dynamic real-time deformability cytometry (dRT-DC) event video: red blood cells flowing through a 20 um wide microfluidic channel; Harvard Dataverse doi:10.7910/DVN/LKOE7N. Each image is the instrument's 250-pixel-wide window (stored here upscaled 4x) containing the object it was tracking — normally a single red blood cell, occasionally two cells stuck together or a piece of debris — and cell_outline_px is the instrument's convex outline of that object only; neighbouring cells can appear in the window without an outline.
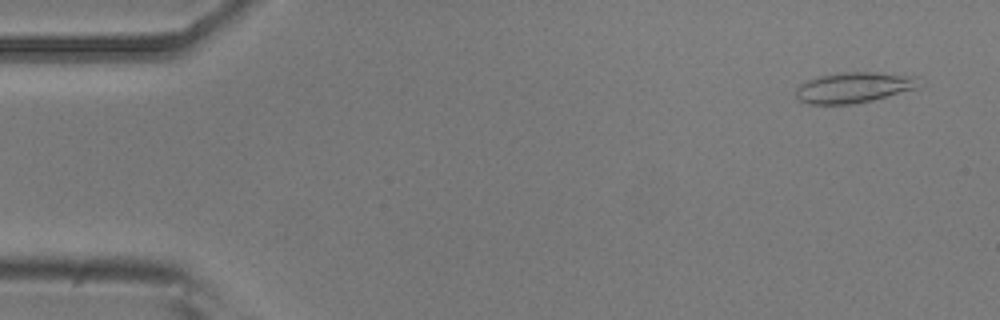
{"species": "common noctule bat (a hibernating species)", "species_latin": "Nyctalus noctula", "temperature_condition": "room temperature", "stored_images_in_passage": 4, "camera_frame_rate_fps": 3000, "um_per_image_px": 0.085, "animal": {"sex": "male", "body_mass_g": 20.5, "forearm_length_mm": 52.5}, "frame": {"image": 1, "passage_image": 1, "time_ms": 0.0, "image_size_px": [1000, 320], "cell_outline_px": [[920, 88], [872, 100], [852, 104], [808, 104], [800, 100], [796, 96], [796, 88], [800, 84], [808, 80], [820, 76], [840, 72], [876, 72], [916, 76]], "centroid_in_image_um": [72.59, 7.43], "position_along_channel_um": 12.4, "area_um2": 21.96}}